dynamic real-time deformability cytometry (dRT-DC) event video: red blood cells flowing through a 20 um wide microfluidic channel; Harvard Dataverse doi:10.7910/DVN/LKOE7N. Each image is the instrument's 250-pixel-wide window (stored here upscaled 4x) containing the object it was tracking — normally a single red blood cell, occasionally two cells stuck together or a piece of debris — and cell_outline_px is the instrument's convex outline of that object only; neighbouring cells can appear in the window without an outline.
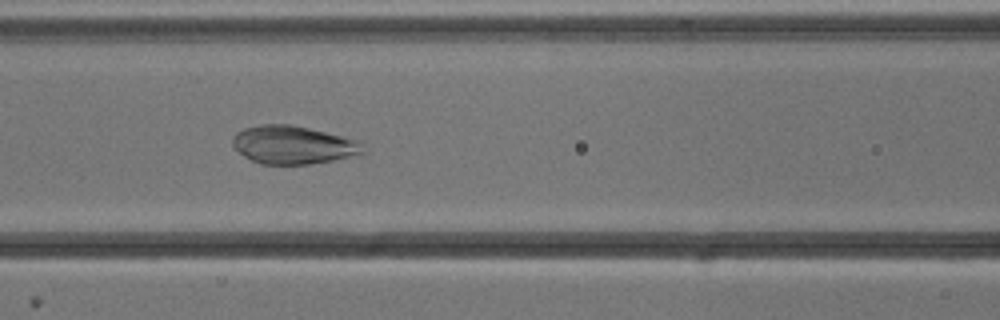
{"species": "common noctule bat (a hibernating species)", "species_latin": "Nyctalus noctula", "temperature_condition": "cold", "stored_images_in_passage": 49, "segment_of_instrument_passage": [1, 2], "camera_frame_rate_fps": 3000, "um_per_image_px": 0.085, "animal": {"sex": "male", "body_mass_g": 13.3}, "frame": {"image": 1, "passage_image": 18, "time_ms": 5.667, "image_size_px": [1000, 320], "cell_outline_px": [[364, 152], [332, 160], [308, 164], [260, 164], [244, 156], [232, 144], [232, 136], [236, 132], [244, 128], [260, 124], [292, 124], [360, 140]], "centroid_in_image_um": [24.87, 12.3], "position_along_channel_um": 141.7, "area_um2": 28.84}}
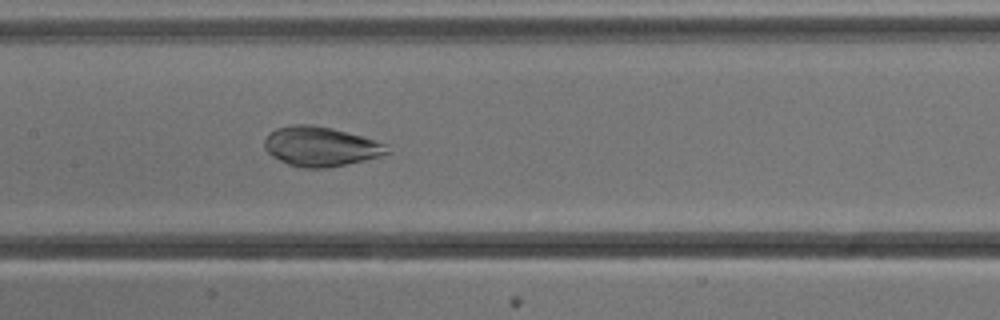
{"frame": {"image": 2, "passage_image": 21, "time_ms": 6.667, "image_size_px": [1000, 320], "cell_outline_px": [[392, 152], [380, 156], [364, 160], [324, 168], [300, 168], [288, 164], [272, 156], [264, 148], [264, 140], [268, 132], [276, 128], [292, 124], [312, 124], [332, 128], [388, 144]], "centroid_in_image_um": [27.23, 12.44], "position_along_channel_um": 180.2, "area_um2": 28.38}}
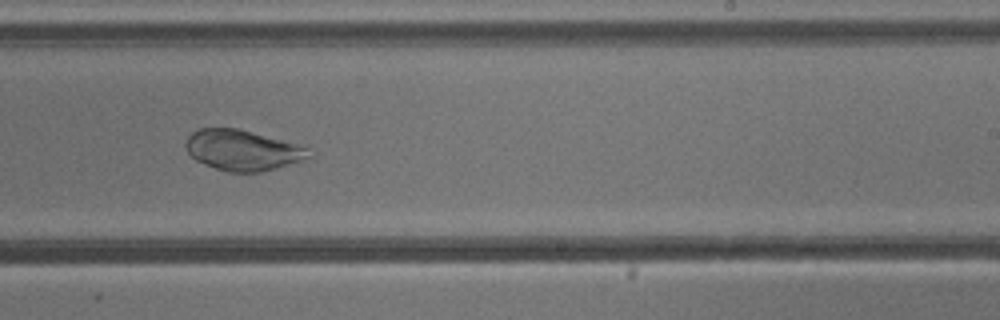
{"frame": {"image": 3, "passage_image": 28, "time_ms": 9.0, "image_size_px": [1000, 320], "cell_outline_px": [[312, 156], [304, 160], [276, 168], [260, 172], [228, 172], [216, 168], [196, 160], [188, 152], [184, 144], [188, 136], [192, 132], [200, 128], [236, 128], [308, 148]], "centroid_in_image_um": [20.58, 12.78], "position_along_channel_um": 268.4, "area_um2": 28.55}}